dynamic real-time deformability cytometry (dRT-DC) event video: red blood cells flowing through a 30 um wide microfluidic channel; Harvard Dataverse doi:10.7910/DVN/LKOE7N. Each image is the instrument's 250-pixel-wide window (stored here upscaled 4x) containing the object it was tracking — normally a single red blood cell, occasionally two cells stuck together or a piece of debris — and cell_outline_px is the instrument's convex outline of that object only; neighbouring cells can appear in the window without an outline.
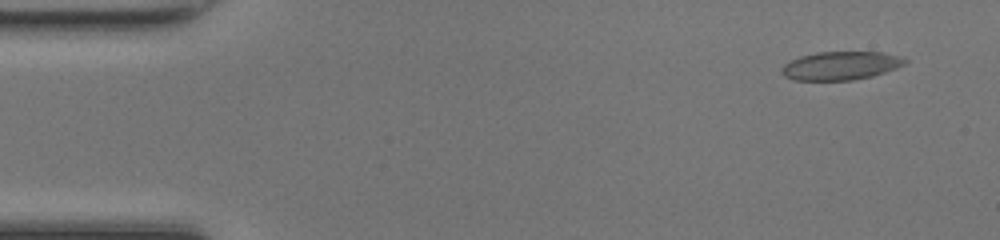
{"species": "common noctule bat (a hibernating species)", "species_latin": "Nyctalus noctula", "temperature_condition": "room temperature", "stored_images_in_passage": 46, "camera_frame_rate_fps": 3000, "um_per_image_px": 0.085, "animal": {"sex": "female", "body_mass_g": 17.0, "forearm_length_mm": 48.0}, "frame": {"image": 1, "passage_image": 1, "time_ms": 0.0, "image_size_px": [1000, 240], "cell_outline_px": [[908, 60], [904, 64], [896, 68], [872, 76], [852, 80], [792, 80], [784, 76], [780, 72], [780, 68], [784, 64], [800, 56], [816, 52], [880, 52], [900, 56]], "centroid_in_image_um": [71.42, 5.58], "position_along_channel_um": 13.6, "area_um2": 20.4}}
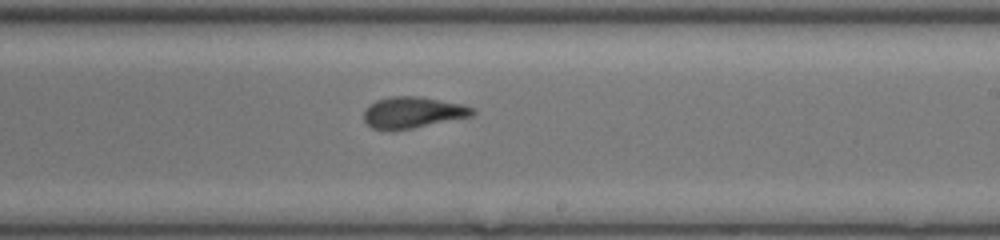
{"frame": {"image": 2, "passage_image": 26, "time_ms": 8.333, "image_size_px": [1000, 240], "cell_outline_px": [[476, 112], [472, 116], [412, 128], [372, 128], [364, 120], [364, 112], [368, 104], [376, 100], [392, 96], [420, 96], [460, 104], [472, 108]], "centroid_in_image_um": [35.08, 9.53], "position_along_channel_um": 253.9, "area_um2": 19.31}}
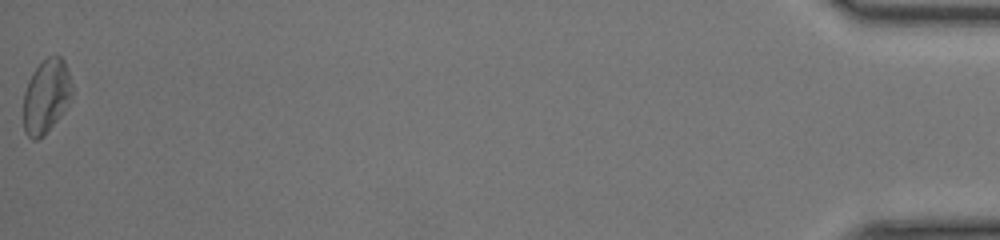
{"frame": {"image": 3, "passage_image": 46, "time_ms": 15.0, "image_size_px": [1000, 240], "cell_outline_px": [[72, 92], [64, 108], [56, 120], [44, 136], [36, 140], [32, 140], [24, 132], [24, 92], [28, 80], [32, 72], [48, 56], [60, 56], [64, 60], [72, 84]], "centroid_in_image_um": [3.9, 8.18], "position_along_channel_um": 431.3, "area_um2": 20.58}, "authors_computed_cell_mechanics": {"area_um2": 20.2589, "velocity_mm_per_s": 4.2818, "shape_relaxation_time_tau1_ms": 4.0989, "shape_relaxation_time_tau2_ms": 1.3617, "deformation_change_tau1": 0.1536, "deformation_change_tau2": 0.0947}}